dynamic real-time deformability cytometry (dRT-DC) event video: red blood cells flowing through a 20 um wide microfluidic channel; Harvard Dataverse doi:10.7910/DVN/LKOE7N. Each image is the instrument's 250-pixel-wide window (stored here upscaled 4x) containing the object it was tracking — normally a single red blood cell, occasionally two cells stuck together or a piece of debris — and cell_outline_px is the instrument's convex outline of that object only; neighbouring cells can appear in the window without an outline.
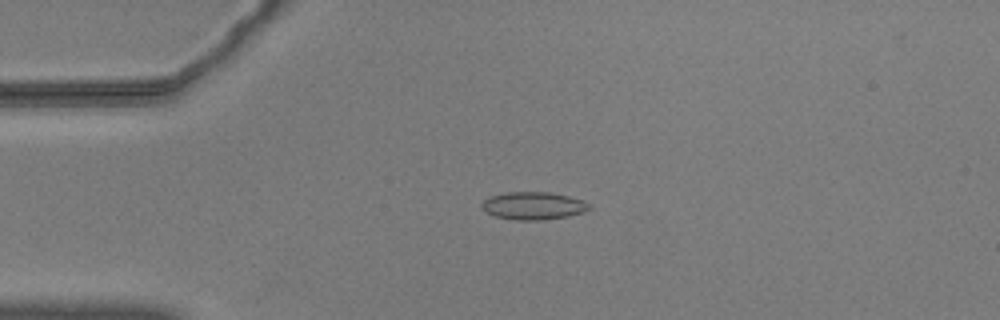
{"species": "common noctule bat (a hibernating species)", "species_latin": "Nyctalus noctula", "temperature_condition": "warm", "stored_images_in_passage": 49, "camera_frame_rate_fps": 3000, "um_per_image_px": 0.085, "animal": {"sex": "male", "body_mass_g": 20.5, "forearm_length_mm": 52.5}, "frame": {"image": 1, "passage_image": 6, "time_ms": 1.667, "image_size_px": [1000, 320], "cell_outline_px": [[592, 208], [584, 212], [568, 216], [544, 220], [516, 220], [496, 216], [480, 208], [480, 204], [484, 200], [492, 196], [504, 192], [548, 192], [568, 196], [584, 200], [592, 204]], "centroid_in_image_um": [45.37, 17.49], "position_along_channel_um": 39.6, "area_um2": 17.46}}
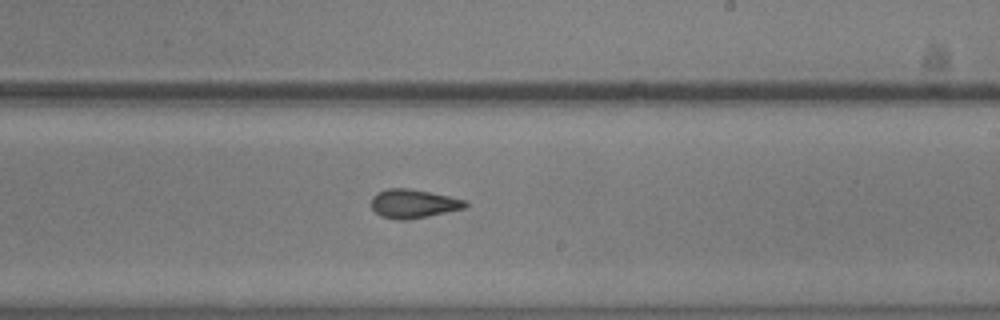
{"frame": {"image": 2, "passage_image": 26, "time_ms": 8.333, "image_size_px": [1000, 320], "cell_outline_px": [[468, 204], [464, 208], [428, 216], [408, 220], [400, 220], [380, 216], [372, 208], [372, 196], [376, 192], [388, 188], [408, 188], [448, 196], [464, 200]], "centroid_in_image_um": [35.09, 17.31], "position_along_channel_um": 253.9, "area_um2": 15.61}}
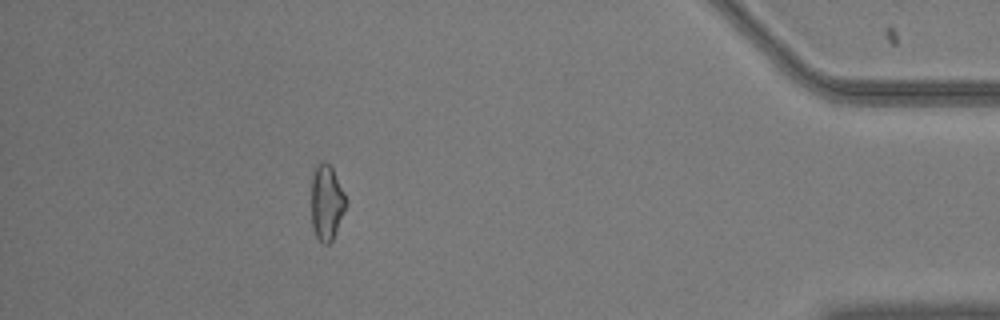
{"frame": {"image": 3, "passage_image": 43, "time_ms": 14.0, "image_size_px": [1000, 320], "cell_outline_px": [[344, 212], [332, 240], [328, 244], [324, 244], [316, 236], [312, 228], [312, 172], [316, 164], [320, 160], [324, 160], [332, 168], [344, 192]], "centroid_in_image_um": [27.73, 17.18], "position_along_channel_um": 407.5, "area_um2": 14.97}, "authors_computed_cell_mechanics": {"area_um2": 15.6638, "velocity_mm_per_s": 3.6152, "shape_relaxation_time_tau1_ms": null, "shape_relaxation_time_tau2_ms": 2.8271, "deformation_change_tau1": null, "deformation_change_tau2": 0.1034}}